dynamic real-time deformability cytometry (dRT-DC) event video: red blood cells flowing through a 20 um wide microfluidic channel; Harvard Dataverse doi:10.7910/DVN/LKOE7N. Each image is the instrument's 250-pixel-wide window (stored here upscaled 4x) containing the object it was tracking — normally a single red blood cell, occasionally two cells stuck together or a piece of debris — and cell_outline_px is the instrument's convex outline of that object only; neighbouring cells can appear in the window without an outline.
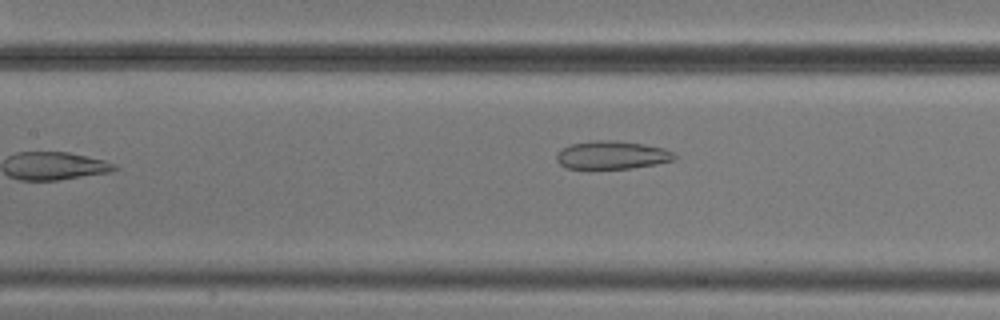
{"species": "common noctule bat (a hibernating species)", "species_latin": "Nyctalus noctula", "temperature_condition": "cold", "stored_images_in_passage": 8, "camera_frame_rate_fps": 3000, "um_per_image_px": 0.085, "animal": {"sex": "male", "body_mass_g": 20.5, "forearm_length_mm": 52.5}, "frame": {"image": 1, "passage_image": 8, "time_ms": 8.333, "image_size_px": [1000, 320], "cell_outline_px": [[676, 160], [656, 164], [632, 168], [568, 168], [560, 164], [556, 160], [556, 152], [572, 144], [592, 140], [608, 140], [644, 144], [664, 148], [672, 152], [676, 156]], "centroid_in_image_um": [52.03, 13.18], "position_along_channel_um": 155.4, "area_um2": 19.19}}